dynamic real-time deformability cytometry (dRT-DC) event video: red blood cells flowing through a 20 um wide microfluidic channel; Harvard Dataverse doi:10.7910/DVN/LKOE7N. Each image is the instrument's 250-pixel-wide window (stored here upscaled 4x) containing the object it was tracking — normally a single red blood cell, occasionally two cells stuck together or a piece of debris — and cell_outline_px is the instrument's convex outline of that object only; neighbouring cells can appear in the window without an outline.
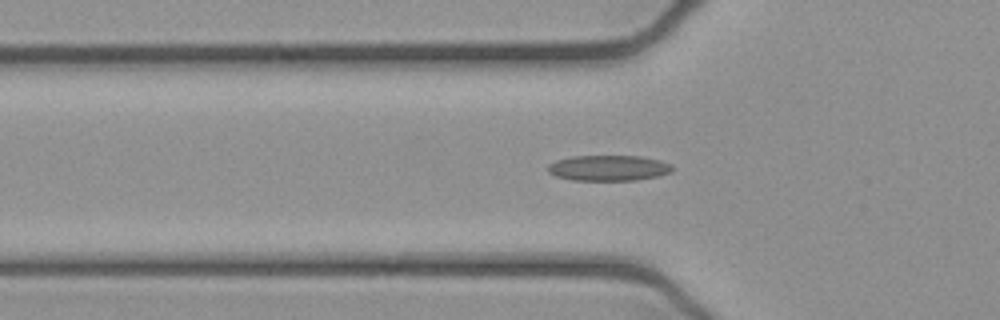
{"species": "common noctule bat (a hibernating species)", "species_latin": "Nyctalus noctula", "temperature_condition": "cold", "stored_images_in_passage": 36, "camera_frame_rate_fps": 3000, "um_per_image_px": 0.085, "animal": {"sex": "female", "body_mass_g": 21.9}, "frame": {"image": 1, "passage_image": 7, "time_ms": 2.0, "image_size_px": [1000, 320], "cell_outline_px": [[676, 168], [672, 172], [660, 176], [636, 180], [572, 180], [556, 176], [548, 172], [548, 164], [556, 160], [572, 156], [640, 156], [660, 160], [672, 164]], "centroid_in_image_um": [51.78, 14.28], "position_along_channel_um": 74.0, "area_um2": 18.79}}
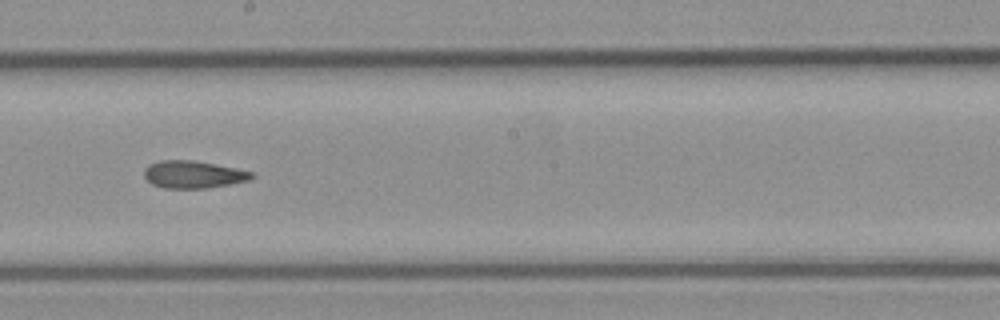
{"frame": {"image": 2, "passage_image": 19, "time_ms": 6.0, "image_size_px": [1000, 320], "cell_outline_px": [[256, 176], [248, 180], [228, 184], [204, 188], [164, 188], [152, 184], [144, 176], [144, 168], [148, 164], [160, 160], [192, 160], [216, 164], [236, 168], [252, 172]], "centroid_in_image_um": [16.4, 14.82], "position_along_channel_um": 231.8, "area_um2": 17.11}}
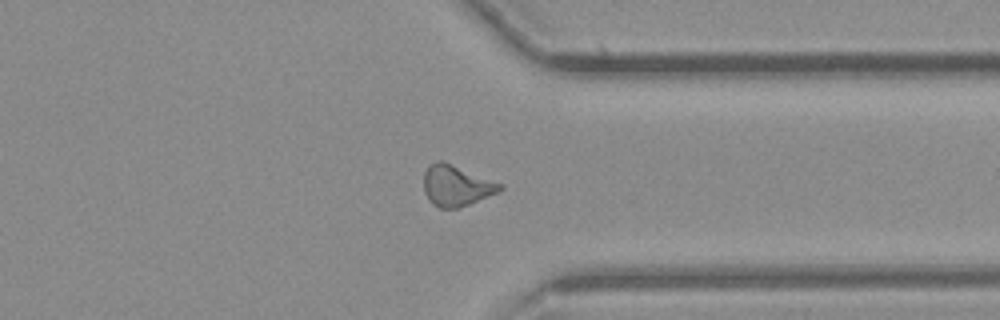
{"frame": {"image": 3, "passage_image": 30, "time_ms": 9.667, "image_size_px": [1000, 320], "cell_outline_px": [[504, 188], [496, 192], [460, 208], [440, 208], [432, 204], [424, 192], [424, 172], [428, 164], [436, 160], [444, 160], [504, 184]], "centroid_in_image_um": [38.77, 15.75], "position_along_channel_um": 372.6, "area_um2": 18.38}}